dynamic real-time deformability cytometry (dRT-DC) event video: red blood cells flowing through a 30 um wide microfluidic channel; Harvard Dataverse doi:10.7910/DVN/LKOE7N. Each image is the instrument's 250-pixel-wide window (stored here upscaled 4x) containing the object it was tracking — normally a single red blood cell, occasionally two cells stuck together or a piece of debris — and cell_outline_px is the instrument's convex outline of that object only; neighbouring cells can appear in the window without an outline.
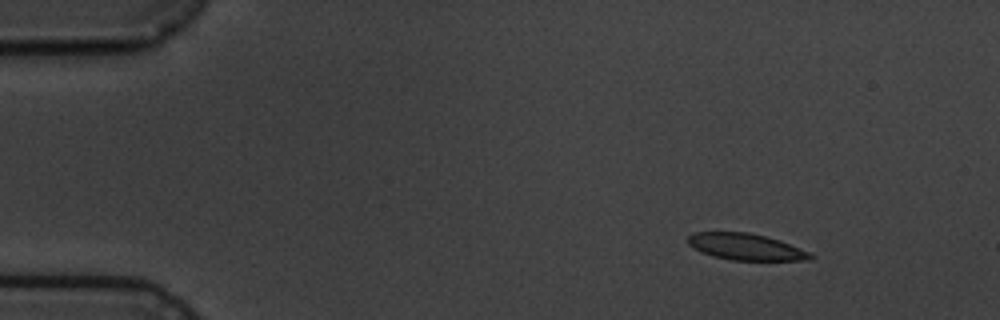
{"species": "common noctule bat (a hibernating species)", "species_latin": "Nyctalus noctula", "temperature_condition": "cold", "stored_images_in_passage": 9, "camera_frame_rate_fps": 3000, "um_per_image_px": 0.085, "animal": {"sex": "male", "body_mass_g": 19.5, "forearm_length_mm": 54.6}, "frame": {"image": 1, "passage_image": 2, "time_ms": 1.0, "image_size_px": [1000, 320], "cell_outline_px": [[816, 256], [812, 260], [732, 260], [712, 256], [700, 252], [692, 248], [688, 244], [688, 236], [692, 232], [748, 232], [780, 240], [808, 252]], "centroid_in_image_um": [63.36, 20.98], "position_along_channel_um": 21.6, "area_um2": 18.96}}
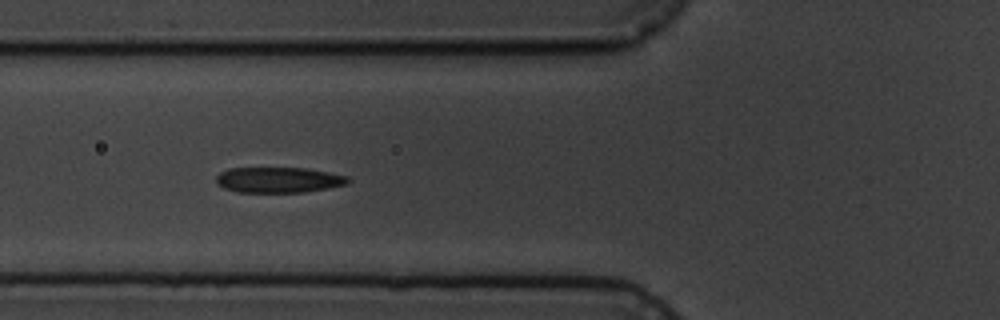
{"frame": {"image": 2, "passage_image": 6, "time_ms": 5.667, "image_size_px": [1000, 320], "cell_outline_px": [[352, 180], [348, 184], [328, 188], [304, 192], [236, 192], [224, 188], [216, 184], [216, 176], [220, 172], [228, 168], [308, 168], [348, 176]], "centroid_in_image_um": [23.68, 15.29], "position_along_channel_um": 102.1, "area_um2": 19.83}}
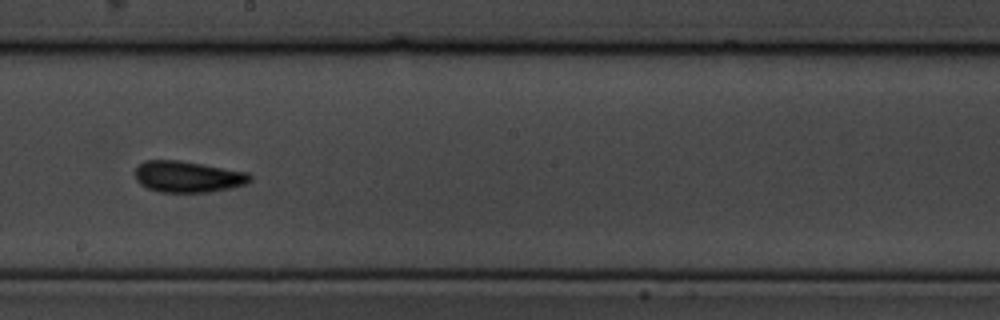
{"frame": {"image": 3, "passage_image": 9, "time_ms": 9.333, "image_size_px": [1000, 320], "cell_outline_px": [[252, 180], [244, 184], [232, 188], [208, 192], [160, 192], [148, 188], [140, 184], [136, 180], [136, 168], [144, 160], [180, 160], [248, 172], [252, 176]], "centroid_in_image_um": [15.98, 15.02], "position_along_channel_um": 232.2, "area_um2": 20.98}}